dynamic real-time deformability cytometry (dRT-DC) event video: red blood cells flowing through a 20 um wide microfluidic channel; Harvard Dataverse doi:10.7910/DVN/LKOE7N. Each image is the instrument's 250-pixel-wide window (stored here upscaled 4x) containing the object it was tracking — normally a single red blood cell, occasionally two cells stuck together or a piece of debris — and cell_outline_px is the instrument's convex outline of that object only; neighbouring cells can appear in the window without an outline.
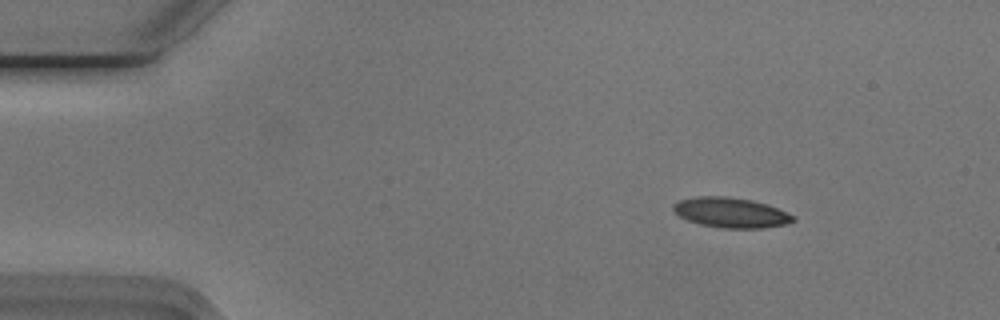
{"species": "Egyptian fruit bat (a non-hibernating species)", "species_latin": "Rousettus aegyptiacus", "temperature_condition": "cold", "stored_images_in_passage": 16, "camera_frame_rate_fps": 3000, "um_per_image_px": 0.085, "animal": {"sex": "male"}, "frame": {"image": 1, "passage_image": 7, "time_ms": 2.0, "image_size_px": [1000, 320], "cell_outline_px": [[796, 220], [784, 224], [760, 228], [720, 228], [700, 224], [688, 220], [680, 216], [672, 208], [672, 204], [680, 200], [696, 196], [728, 196], [752, 200], [768, 204], [796, 216]], "centroid_in_image_um": [62.13, 18.06], "position_along_channel_um": 22.9, "area_um2": 21.04}}